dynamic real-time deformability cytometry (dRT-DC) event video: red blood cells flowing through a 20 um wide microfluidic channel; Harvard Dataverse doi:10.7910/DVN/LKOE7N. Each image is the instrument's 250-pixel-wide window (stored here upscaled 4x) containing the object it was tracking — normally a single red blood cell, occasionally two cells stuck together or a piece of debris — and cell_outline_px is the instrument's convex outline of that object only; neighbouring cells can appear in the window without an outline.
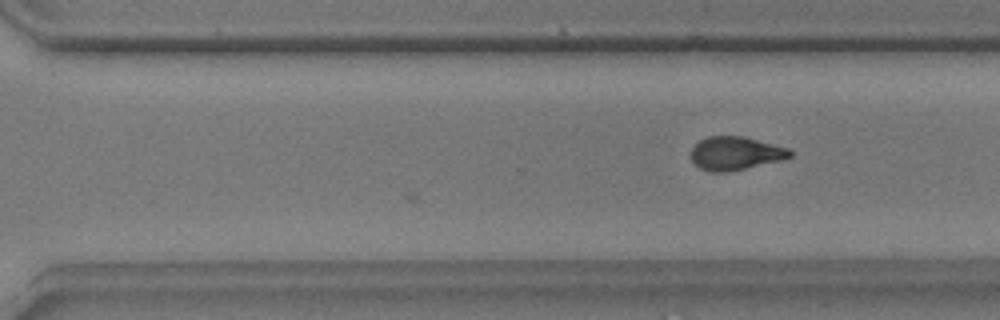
{"species": "common noctule bat (a hibernating species)", "species_latin": "Nyctalus noctula", "temperature_condition": "warm", "stored_images_in_passage": 23, "camera_frame_rate_fps": 3000, "um_per_image_px": 0.085, "animal": {"sex": "male", "body_mass_g": 17.9, "forearm_length_mm": 54.2}, "frame": {"image": 1, "passage_image": 23, "time_ms": 7.333, "image_size_px": [1000, 320], "cell_outline_px": [[792, 156], [784, 160], [728, 172], [708, 172], [700, 168], [688, 156], [692, 148], [700, 140], [708, 136], [744, 136], [788, 148], [792, 152]], "centroid_in_image_um": [62.5, 13.04], "position_along_channel_um": 308.1, "area_um2": 19.48}}